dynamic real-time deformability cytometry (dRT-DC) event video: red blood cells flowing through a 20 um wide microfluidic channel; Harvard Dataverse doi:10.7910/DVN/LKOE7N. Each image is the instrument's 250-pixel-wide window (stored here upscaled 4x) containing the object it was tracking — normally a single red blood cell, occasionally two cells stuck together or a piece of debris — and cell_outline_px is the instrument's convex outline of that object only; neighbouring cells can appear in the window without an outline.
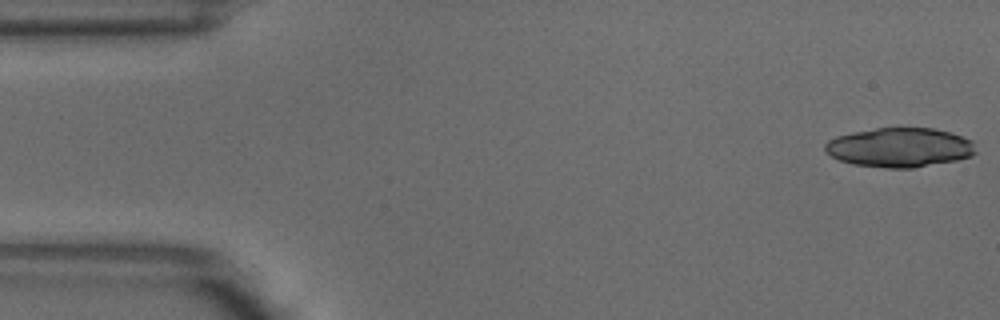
{"species": "common noctule bat (a hibernating species)", "species_latin": "Nyctalus noctula", "temperature_condition": "warm", "stored_images_in_passage": 5, "camera_frame_rate_fps": 3000, "um_per_image_px": 0.085, "animal": {"sex": "male", "body_mass_g": 18.8}, "frame": {"image": 1, "passage_image": 1, "time_ms": 0.0, "image_size_px": [1000, 320], "cell_outline_px": [[976, 152], [972, 156], [956, 160], [912, 168], [888, 168], [852, 164], [840, 160], [832, 156], [824, 148], [824, 144], [828, 140], [836, 136], [852, 132], [876, 128], [932, 128], [948, 132], [972, 140]], "centroid_in_image_um": [76.46, 12.53], "position_along_channel_um": 8.5, "area_um2": 34.39}}